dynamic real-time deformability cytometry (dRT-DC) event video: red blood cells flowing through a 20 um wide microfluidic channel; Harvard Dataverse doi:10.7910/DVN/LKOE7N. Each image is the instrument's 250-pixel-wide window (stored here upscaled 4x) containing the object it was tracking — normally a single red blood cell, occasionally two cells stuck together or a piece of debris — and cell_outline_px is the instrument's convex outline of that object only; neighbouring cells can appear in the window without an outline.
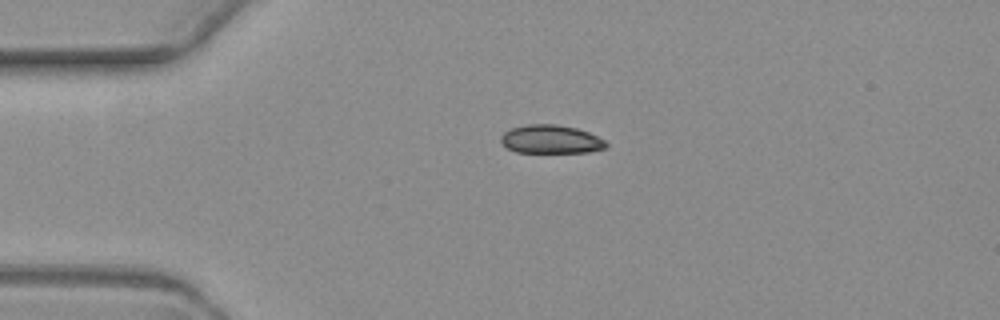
{"species": "common noctule bat (a hibernating species)", "species_latin": "Nyctalus noctula", "temperature_condition": "warm", "stored_images_in_passage": 1, "camera_frame_rate_fps": 3000, "um_per_image_px": 0.085, "animal": {"sex": "female", "body_mass_g": 19.3, "forearm_length_mm": 54.1}, "frame": {"image": 1, "passage_image": 1, "time_ms": 0.0, "image_size_px": [1000, 320], "cell_outline_px": [[608, 148], [588, 152], [516, 152], [508, 148], [500, 140], [500, 136], [504, 132], [512, 128], [528, 124], [556, 124], [576, 128], [588, 132], [604, 140], [608, 144]], "centroid_in_image_um": [46.84, 11.84], "position_along_channel_um": 38.2, "area_um2": 17.4}}